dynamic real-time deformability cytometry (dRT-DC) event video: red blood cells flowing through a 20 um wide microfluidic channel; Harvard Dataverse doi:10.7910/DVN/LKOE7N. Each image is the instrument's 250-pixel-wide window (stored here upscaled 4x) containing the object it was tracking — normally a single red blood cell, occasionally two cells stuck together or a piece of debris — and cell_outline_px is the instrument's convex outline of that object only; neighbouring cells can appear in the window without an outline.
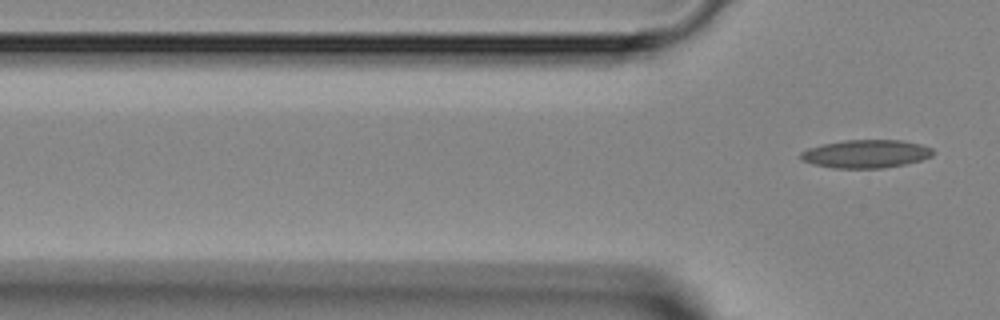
{"species": "Egyptian fruit bat (a non-hibernating species)", "species_latin": "Rousettus aegyptiacus", "temperature_condition": "room temperature", "stored_images_in_passage": 5, "camera_frame_rate_fps": 3000, "um_per_image_px": 0.085, "animal": {"sex": "female"}, "frame": {"image": 1, "passage_image": 5, "time_ms": 5.667, "image_size_px": [1000, 320], "cell_outline_px": [[936, 152], [932, 156], [920, 160], [904, 164], [884, 168], [832, 168], [812, 164], [800, 160], [800, 152], [808, 148], [824, 144], [844, 140], [900, 140], [920, 144], [932, 148]], "centroid_in_image_um": [73.59, 13.08], "position_along_channel_um": 52.2, "area_um2": 21.79}}